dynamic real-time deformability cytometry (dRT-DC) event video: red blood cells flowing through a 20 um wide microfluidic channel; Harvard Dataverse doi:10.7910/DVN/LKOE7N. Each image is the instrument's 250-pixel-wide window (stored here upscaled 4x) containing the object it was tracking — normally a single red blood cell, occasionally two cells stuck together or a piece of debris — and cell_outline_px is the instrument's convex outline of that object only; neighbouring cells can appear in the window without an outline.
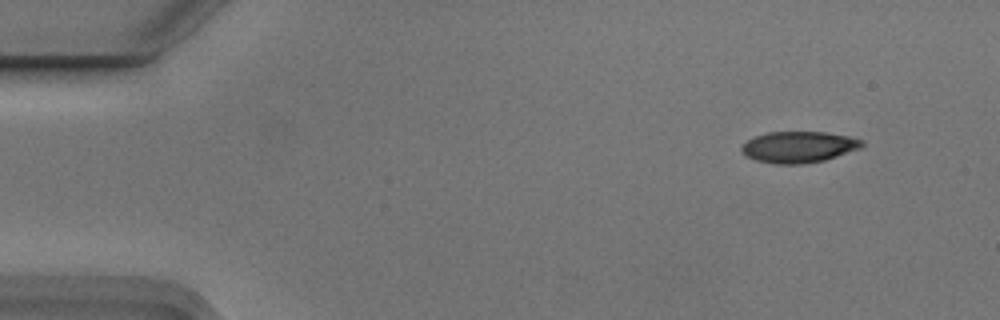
{"species": "Egyptian fruit bat (a non-hibernating species)", "species_latin": "Rousettus aegyptiacus", "temperature_condition": "cold", "stored_images_in_passage": 4, "camera_frame_rate_fps": 3000, "um_per_image_px": 0.085, "animal": {"sex": "male"}, "frame": {"image": 1, "passage_image": 1, "time_ms": 0.0, "image_size_px": [1000, 320], "cell_outline_px": [[864, 148], [824, 160], [804, 164], [776, 164], [756, 160], [744, 156], [740, 148], [740, 144], [756, 136], [768, 132], [824, 132], [848, 136], [864, 140]], "centroid_in_image_um": [67.9, 12.5], "position_along_channel_um": 17.1, "area_um2": 22.2}}
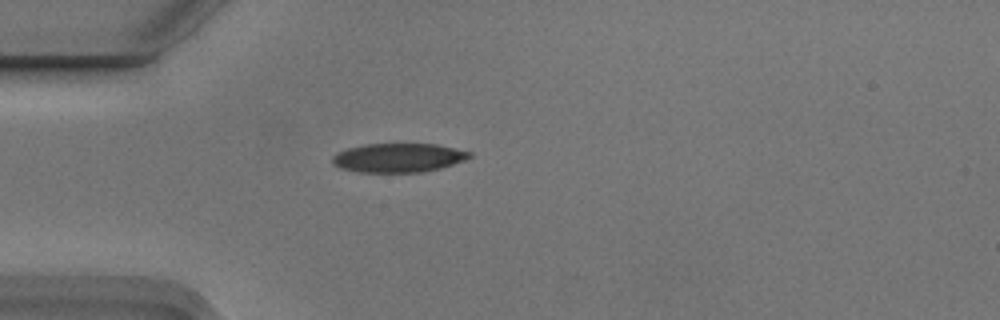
{"frame": {"image": 2, "passage_image": 4, "time_ms": 1.0, "image_size_px": [1000, 320], "cell_outline_px": [[472, 156], [464, 160], [440, 168], [424, 172], [360, 172], [340, 168], [332, 160], [332, 156], [348, 148], [364, 144], [436, 144], [472, 152]], "centroid_in_image_um": [33.88, 13.41], "position_along_channel_um": 51.1, "area_um2": 22.95}}